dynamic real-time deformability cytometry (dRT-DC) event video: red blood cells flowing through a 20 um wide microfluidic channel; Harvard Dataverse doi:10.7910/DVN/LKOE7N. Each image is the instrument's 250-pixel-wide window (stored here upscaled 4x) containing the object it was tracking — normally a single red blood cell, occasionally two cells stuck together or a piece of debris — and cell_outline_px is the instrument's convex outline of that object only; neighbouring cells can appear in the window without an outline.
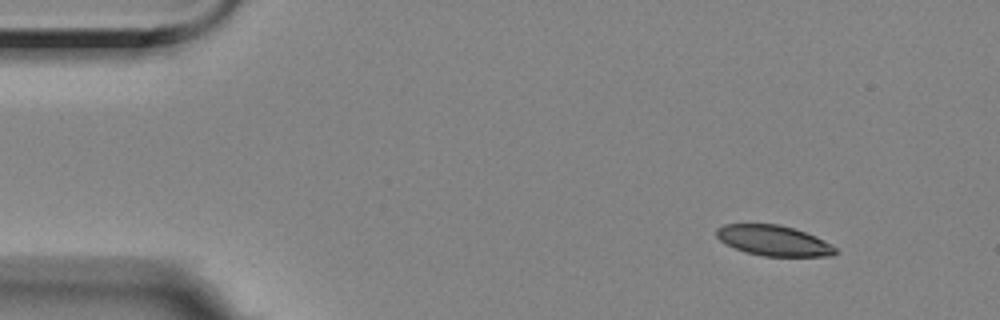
{"species": "Egyptian fruit bat (a non-hibernating species)", "species_latin": "Rousettus aegyptiacus", "temperature_condition": "room temperature", "stored_images_in_passage": 50, "camera_frame_rate_fps": 3000, "um_per_image_px": 0.085, "animal": {"sex": "female"}, "frame": {"image": 1, "passage_image": 1, "time_ms": 0.0, "image_size_px": [1000, 320], "cell_outline_px": [[840, 252], [832, 256], [764, 256], [744, 252], [720, 240], [716, 236], [716, 228], [724, 224], [780, 224], [816, 236], [836, 248]], "centroid_in_image_um": [65.76, 20.45], "position_along_channel_um": 19.2, "area_um2": 20.98}}
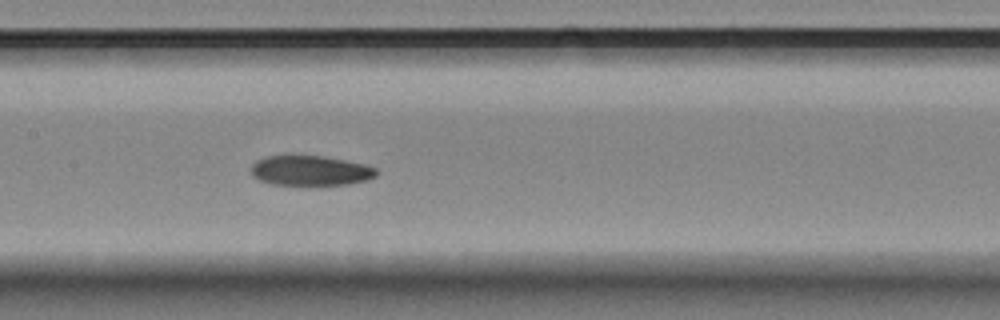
{"frame": {"image": 2, "passage_image": 22, "time_ms": 7.0, "image_size_px": [1000, 320], "cell_outline_px": [[376, 176], [368, 180], [348, 184], [316, 188], [272, 184], [260, 180], [252, 176], [248, 168], [256, 160], [264, 156], [324, 156], [364, 164], [376, 168]], "centroid_in_image_um": [26.35, 14.55], "position_along_channel_um": 181.1, "area_um2": 22.89}}
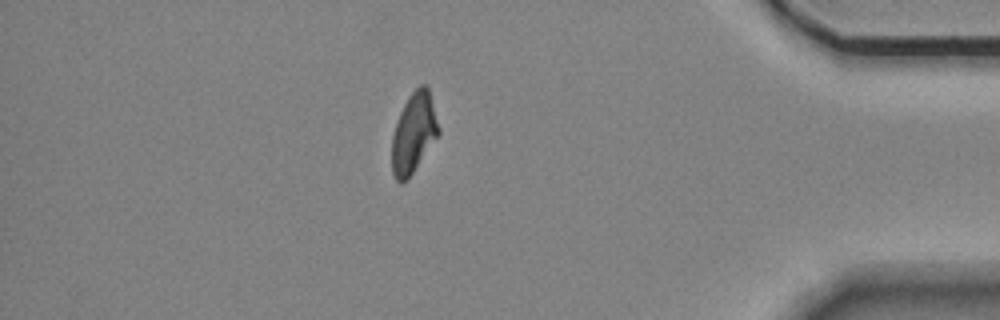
{"frame": {"image": 3, "passage_image": 43, "time_ms": 14.0, "image_size_px": [1000, 320], "cell_outline_px": [[440, 132], [412, 172], [400, 184], [396, 180], [392, 172], [392, 136], [400, 112], [408, 96], [420, 84], [424, 84], [428, 88], [440, 128]], "centroid_in_image_um": [35.16, 11.27], "position_along_channel_um": 400.0, "area_um2": 21.27}}